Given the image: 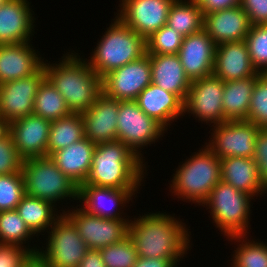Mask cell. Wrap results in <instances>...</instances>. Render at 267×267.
<instances>
[{"label": "cell", "instance_id": "obj_1", "mask_svg": "<svg viewBox=\"0 0 267 267\" xmlns=\"http://www.w3.org/2000/svg\"><path fill=\"white\" fill-rule=\"evenodd\" d=\"M138 215L131 216L128 231L138 257L172 259L179 266L194 246L184 219L163 210Z\"/></svg>", "mask_w": 267, "mask_h": 267}, {"label": "cell", "instance_id": "obj_2", "mask_svg": "<svg viewBox=\"0 0 267 267\" xmlns=\"http://www.w3.org/2000/svg\"><path fill=\"white\" fill-rule=\"evenodd\" d=\"M75 50L64 51L55 63L44 59L43 66L46 78L61 93L71 113H83L103 93L102 78L89 66L84 54Z\"/></svg>", "mask_w": 267, "mask_h": 267}, {"label": "cell", "instance_id": "obj_3", "mask_svg": "<svg viewBox=\"0 0 267 267\" xmlns=\"http://www.w3.org/2000/svg\"><path fill=\"white\" fill-rule=\"evenodd\" d=\"M149 166L121 141L98 143L93 153L90 173L83 184L141 189Z\"/></svg>", "mask_w": 267, "mask_h": 267}, {"label": "cell", "instance_id": "obj_4", "mask_svg": "<svg viewBox=\"0 0 267 267\" xmlns=\"http://www.w3.org/2000/svg\"><path fill=\"white\" fill-rule=\"evenodd\" d=\"M203 144L178 164L167 187L172 198L199 205L198 208L221 180V161L205 141Z\"/></svg>", "mask_w": 267, "mask_h": 267}, {"label": "cell", "instance_id": "obj_5", "mask_svg": "<svg viewBox=\"0 0 267 267\" xmlns=\"http://www.w3.org/2000/svg\"><path fill=\"white\" fill-rule=\"evenodd\" d=\"M109 24L104 29L103 36H99L96 47L88 54L91 55L86 58L89 66L101 78L146 54V40L141 35L125 25L116 15Z\"/></svg>", "mask_w": 267, "mask_h": 267}, {"label": "cell", "instance_id": "obj_6", "mask_svg": "<svg viewBox=\"0 0 267 267\" xmlns=\"http://www.w3.org/2000/svg\"><path fill=\"white\" fill-rule=\"evenodd\" d=\"M252 201H256L252 196L220 180L201 207L210 213L208 217L212 218V224L215 229L218 228L219 234L227 238L251 235Z\"/></svg>", "mask_w": 267, "mask_h": 267}, {"label": "cell", "instance_id": "obj_7", "mask_svg": "<svg viewBox=\"0 0 267 267\" xmlns=\"http://www.w3.org/2000/svg\"><path fill=\"white\" fill-rule=\"evenodd\" d=\"M21 171L26 195L51 202L59 209L62 208L63 213L66 211L63 208L65 201L66 205L72 201L78 204L79 187L60 171L50 156L23 160Z\"/></svg>", "mask_w": 267, "mask_h": 267}, {"label": "cell", "instance_id": "obj_8", "mask_svg": "<svg viewBox=\"0 0 267 267\" xmlns=\"http://www.w3.org/2000/svg\"><path fill=\"white\" fill-rule=\"evenodd\" d=\"M48 235V236H47ZM39 247L37 257L45 267H78L88 250L72 220L63 213ZM46 244V245H45Z\"/></svg>", "mask_w": 267, "mask_h": 267}, {"label": "cell", "instance_id": "obj_9", "mask_svg": "<svg viewBox=\"0 0 267 267\" xmlns=\"http://www.w3.org/2000/svg\"><path fill=\"white\" fill-rule=\"evenodd\" d=\"M168 131L155 119L149 117L135 101H120L117 118V140L128 146L147 165L146 150L163 140ZM156 142V143H155ZM143 150V151H142Z\"/></svg>", "mask_w": 267, "mask_h": 267}, {"label": "cell", "instance_id": "obj_10", "mask_svg": "<svg viewBox=\"0 0 267 267\" xmlns=\"http://www.w3.org/2000/svg\"><path fill=\"white\" fill-rule=\"evenodd\" d=\"M223 92L224 81L213 74L193 80L184 101L183 117L192 116L199 123L210 127L224 123Z\"/></svg>", "mask_w": 267, "mask_h": 267}, {"label": "cell", "instance_id": "obj_11", "mask_svg": "<svg viewBox=\"0 0 267 267\" xmlns=\"http://www.w3.org/2000/svg\"><path fill=\"white\" fill-rule=\"evenodd\" d=\"M259 127L249 121H226L214 125L206 145L219 158H252L255 153V140Z\"/></svg>", "mask_w": 267, "mask_h": 267}, {"label": "cell", "instance_id": "obj_12", "mask_svg": "<svg viewBox=\"0 0 267 267\" xmlns=\"http://www.w3.org/2000/svg\"><path fill=\"white\" fill-rule=\"evenodd\" d=\"M64 212L75 224L88 249L100 250L128 236L130 220L101 218L87 213L78 204ZM72 207V208H71Z\"/></svg>", "mask_w": 267, "mask_h": 267}, {"label": "cell", "instance_id": "obj_13", "mask_svg": "<svg viewBox=\"0 0 267 267\" xmlns=\"http://www.w3.org/2000/svg\"><path fill=\"white\" fill-rule=\"evenodd\" d=\"M141 189H118L81 184L78 190V205L87 213L108 219L131 220L127 206L141 194ZM125 210V212H124ZM127 215V216H126Z\"/></svg>", "mask_w": 267, "mask_h": 267}, {"label": "cell", "instance_id": "obj_14", "mask_svg": "<svg viewBox=\"0 0 267 267\" xmlns=\"http://www.w3.org/2000/svg\"><path fill=\"white\" fill-rule=\"evenodd\" d=\"M151 83V62L147 53L102 78L103 93L119 101H135Z\"/></svg>", "mask_w": 267, "mask_h": 267}, {"label": "cell", "instance_id": "obj_15", "mask_svg": "<svg viewBox=\"0 0 267 267\" xmlns=\"http://www.w3.org/2000/svg\"><path fill=\"white\" fill-rule=\"evenodd\" d=\"M116 15L145 40L167 24L174 0H119Z\"/></svg>", "mask_w": 267, "mask_h": 267}, {"label": "cell", "instance_id": "obj_16", "mask_svg": "<svg viewBox=\"0 0 267 267\" xmlns=\"http://www.w3.org/2000/svg\"><path fill=\"white\" fill-rule=\"evenodd\" d=\"M45 78L42 66L29 77L0 84V114L12 122L33 114L34 99Z\"/></svg>", "mask_w": 267, "mask_h": 267}, {"label": "cell", "instance_id": "obj_17", "mask_svg": "<svg viewBox=\"0 0 267 267\" xmlns=\"http://www.w3.org/2000/svg\"><path fill=\"white\" fill-rule=\"evenodd\" d=\"M30 0H7L0 6V45L33 40L35 12ZM34 15V16H33Z\"/></svg>", "mask_w": 267, "mask_h": 267}, {"label": "cell", "instance_id": "obj_18", "mask_svg": "<svg viewBox=\"0 0 267 267\" xmlns=\"http://www.w3.org/2000/svg\"><path fill=\"white\" fill-rule=\"evenodd\" d=\"M51 121L30 114L12 122V139L22 160L48 156Z\"/></svg>", "mask_w": 267, "mask_h": 267}, {"label": "cell", "instance_id": "obj_19", "mask_svg": "<svg viewBox=\"0 0 267 267\" xmlns=\"http://www.w3.org/2000/svg\"><path fill=\"white\" fill-rule=\"evenodd\" d=\"M32 43L0 45V84L29 77L43 66L45 57Z\"/></svg>", "mask_w": 267, "mask_h": 267}, {"label": "cell", "instance_id": "obj_20", "mask_svg": "<svg viewBox=\"0 0 267 267\" xmlns=\"http://www.w3.org/2000/svg\"><path fill=\"white\" fill-rule=\"evenodd\" d=\"M217 44L202 29L184 37L178 56L191 81L213 74Z\"/></svg>", "mask_w": 267, "mask_h": 267}, {"label": "cell", "instance_id": "obj_21", "mask_svg": "<svg viewBox=\"0 0 267 267\" xmlns=\"http://www.w3.org/2000/svg\"><path fill=\"white\" fill-rule=\"evenodd\" d=\"M119 104V100L102 93L87 111L81 113L85 137L95 144L116 141Z\"/></svg>", "mask_w": 267, "mask_h": 267}, {"label": "cell", "instance_id": "obj_22", "mask_svg": "<svg viewBox=\"0 0 267 267\" xmlns=\"http://www.w3.org/2000/svg\"><path fill=\"white\" fill-rule=\"evenodd\" d=\"M251 26L249 16L240 5L204 14L203 29L217 45L245 40Z\"/></svg>", "mask_w": 267, "mask_h": 267}, {"label": "cell", "instance_id": "obj_23", "mask_svg": "<svg viewBox=\"0 0 267 267\" xmlns=\"http://www.w3.org/2000/svg\"><path fill=\"white\" fill-rule=\"evenodd\" d=\"M259 74L252 65L245 40L217 45L213 75L226 82L257 77Z\"/></svg>", "mask_w": 267, "mask_h": 267}, {"label": "cell", "instance_id": "obj_24", "mask_svg": "<svg viewBox=\"0 0 267 267\" xmlns=\"http://www.w3.org/2000/svg\"><path fill=\"white\" fill-rule=\"evenodd\" d=\"M137 105L149 117L155 119L167 131L184 115V101L176 94L149 84L135 99Z\"/></svg>", "mask_w": 267, "mask_h": 267}, {"label": "cell", "instance_id": "obj_25", "mask_svg": "<svg viewBox=\"0 0 267 267\" xmlns=\"http://www.w3.org/2000/svg\"><path fill=\"white\" fill-rule=\"evenodd\" d=\"M95 147V143L84 137L70 146L53 152L50 158L60 171L79 187L88 178Z\"/></svg>", "mask_w": 267, "mask_h": 267}, {"label": "cell", "instance_id": "obj_26", "mask_svg": "<svg viewBox=\"0 0 267 267\" xmlns=\"http://www.w3.org/2000/svg\"><path fill=\"white\" fill-rule=\"evenodd\" d=\"M152 83L186 100L191 80L186 75L178 54L149 55Z\"/></svg>", "mask_w": 267, "mask_h": 267}, {"label": "cell", "instance_id": "obj_27", "mask_svg": "<svg viewBox=\"0 0 267 267\" xmlns=\"http://www.w3.org/2000/svg\"><path fill=\"white\" fill-rule=\"evenodd\" d=\"M221 161V180L255 199L267 196L259 179L258 165L252 158L226 157ZM262 195V196H260Z\"/></svg>", "mask_w": 267, "mask_h": 267}, {"label": "cell", "instance_id": "obj_28", "mask_svg": "<svg viewBox=\"0 0 267 267\" xmlns=\"http://www.w3.org/2000/svg\"><path fill=\"white\" fill-rule=\"evenodd\" d=\"M30 231L36 236L46 235L48 230L63 214L53 203L33 196L24 195L16 208ZM44 233V234H43Z\"/></svg>", "mask_w": 267, "mask_h": 267}, {"label": "cell", "instance_id": "obj_29", "mask_svg": "<svg viewBox=\"0 0 267 267\" xmlns=\"http://www.w3.org/2000/svg\"><path fill=\"white\" fill-rule=\"evenodd\" d=\"M256 77L224 82L222 109L226 121H246Z\"/></svg>", "mask_w": 267, "mask_h": 267}, {"label": "cell", "instance_id": "obj_30", "mask_svg": "<svg viewBox=\"0 0 267 267\" xmlns=\"http://www.w3.org/2000/svg\"><path fill=\"white\" fill-rule=\"evenodd\" d=\"M251 235H235L227 240L235 249L230 256L231 267H267V242L255 239ZM250 237V238H249ZM253 237V238H252ZM258 240V241H257ZM237 247V248H236Z\"/></svg>", "mask_w": 267, "mask_h": 267}, {"label": "cell", "instance_id": "obj_31", "mask_svg": "<svg viewBox=\"0 0 267 267\" xmlns=\"http://www.w3.org/2000/svg\"><path fill=\"white\" fill-rule=\"evenodd\" d=\"M204 14L194 0H174L167 18L169 27L186 37L203 29Z\"/></svg>", "mask_w": 267, "mask_h": 267}, {"label": "cell", "instance_id": "obj_32", "mask_svg": "<svg viewBox=\"0 0 267 267\" xmlns=\"http://www.w3.org/2000/svg\"><path fill=\"white\" fill-rule=\"evenodd\" d=\"M84 137V120L81 113H71L66 117L51 121L47 144L48 156Z\"/></svg>", "mask_w": 267, "mask_h": 267}, {"label": "cell", "instance_id": "obj_33", "mask_svg": "<svg viewBox=\"0 0 267 267\" xmlns=\"http://www.w3.org/2000/svg\"><path fill=\"white\" fill-rule=\"evenodd\" d=\"M35 237L16 209L0 211V244L19 245L37 256L40 243L31 244Z\"/></svg>", "mask_w": 267, "mask_h": 267}, {"label": "cell", "instance_id": "obj_34", "mask_svg": "<svg viewBox=\"0 0 267 267\" xmlns=\"http://www.w3.org/2000/svg\"><path fill=\"white\" fill-rule=\"evenodd\" d=\"M33 114L49 121L58 120L71 114L63 96L47 78L38 87Z\"/></svg>", "mask_w": 267, "mask_h": 267}, {"label": "cell", "instance_id": "obj_35", "mask_svg": "<svg viewBox=\"0 0 267 267\" xmlns=\"http://www.w3.org/2000/svg\"><path fill=\"white\" fill-rule=\"evenodd\" d=\"M99 251L105 267H133L138 258L136 247L129 235Z\"/></svg>", "mask_w": 267, "mask_h": 267}, {"label": "cell", "instance_id": "obj_36", "mask_svg": "<svg viewBox=\"0 0 267 267\" xmlns=\"http://www.w3.org/2000/svg\"><path fill=\"white\" fill-rule=\"evenodd\" d=\"M245 42L253 67L267 74V24L252 25Z\"/></svg>", "mask_w": 267, "mask_h": 267}, {"label": "cell", "instance_id": "obj_37", "mask_svg": "<svg viewBox=\"0 0 267 267\" xmlns=\"http://www.w3.org/2000/svg\"><path fill=\"white\" fill-rule=\"evenodd\" d=\"M184 37L175 29L164 25L146 39V53L149 55L178 54Z\"/></svg>", "mask_w": 267, "mask_h": 267}, {"label": "cell", "instance_id": "obj_38", "mask_svg": "<svg viewBox=\"0 0 267 267\" xmlns=\"http://www.w3.org/2000/svg\"><path fill=\"white\" fill-rule=\"evenodd\" d=\"M25 195V181L22 171L0 175V211L14 210Z\"/></svg>", "mask_w": 267, "mask_h": 267}, {"label": "cell", "instance_id": "obj_39", "mask_svg": "<svg viewBox=\"0 0 267 267\" xmlns=\"http://www.w3.org/2000/svg\"><path fill=\"white\" fill-rule=\"evenodd\" d=\"M246 121L253 122L259 128H267V74L256 77Z\"/></svg>", "mask_w": 267, "mask_h": 267}, {"label": "cell", "instance_id": "obj_40", "mask_svg": "<svg viewBox=\"0 0 267 267\" xmlns=\"http://www.w3.org/2000/svg\"><path fill=\"white\" fill-rule=\"evenodd\" d=\"M23 160L17 153L12 138L0 140V175L19 173Z\"/></svg>", "mask_w": 267, "mask_h": 267}, {"label": "cell", "instance_id": "obj_41", "mask_svg": "<svg viewBox=\"0 0 267 267\" xmlns=\"http://www.w3.org/2000/svg\"><path fill=\"white\" fill-rule=\"evenodd\" d=\"M34 256L25 247L0 244V267H24Z\"/></svg>", "mask_w": 267, "mask_h": 267}, {"label": "cell", "instance_id": "obj_42", "mask_svg": "<svg viewBox=\"0 0 267 267\" xmlns=\"http://www.w3.org/2000/svg\"><path fill=\"white\" fill-rule=\"evenodd\" d=\"M253 159L258 165L261 185L267 191V128L258 131Z\"/></svg>", "mask_w": 267, "mask_h": 267}, {"label": "cell", "instance_id": "obj_43", "mask_svg": "<svg viewBox=\"0 0 267 267\" xmlns=\"http://www.w3.org/2000/svg\"><path fill=\"white\" fill-rule=\"evenodd\" d=\"M240 6L249 16L251 25L267 24V0H240Z\"/></svg>", "mask_w": 267, "mask_h": 267}, {"label": "cell", "instance_id": "obj_44", "mask_svg": "<svg viewBox=\"0 0 267 267\" xmlns=\"http://www.w3.org/2000/svg\"><path fill=\"white\" fill-rule=\"evenodd\" d=\"M201 7L203 14L217 10L234 8L240 5V0H194Z\"/></svg>", "mask_w": 267, "mask_h": 267}, {"label": "cell", "instance_id": "obj_45", "mask_svg": "<svg viewBox=\"0 0 267 267\" xmlns=\"http://www.w3.org/2000/svg\"><path fill=\"white\" fill-rule=\"evenodd\" d=\"M133 267H178L172 259L138 257Z\"/></svg>", "mask_w": 267, "mask_h": 267}, {"label": "cell", "instance_id": "obj_46", "mask_svg": "<svg viewBox=\"0 0 267 267\" xmlns=\"http://www.w3.org/2000/svg\"><path fill=\"white\" fill-rule=\"evenodd\" d=\"M78 267H105L100 251L88 249Z\"/></svg>", "mask_w": 267, "mask_h": 267}, {"label": "cell", "instance_id": "obj_47", "mask_svg": "<svg viewBox=\"0 0 267 267\" xmlns=\"http://www.w3.org/2000/svg\"><path fill=\"white\" fill-rule=\"evenodd\" d=\"M12 121L7 120L0 114V140L12 138Z\"/></svg>", "mask_w": 267, "mask_h": 267}, {"label": "cell", "instance_id": "obj_48", "mask_svg": "<svg viewBox=\"0 0 267 267\" xmlns=\"http://www.w3.org/2000/svg\"><path fill=\"white\" fill-rule=\"evenodd\" d=\"M24 267H45V266L44 263L37 256H34Z\"/></svg>", "mask_w": 267, "mask_h": 267}, {"label": "cell", "instance_id": "obj_49", "mask_svg": "<svg viewBox=\"0 0 267 267\" xmlns=\"http://www.w3.org/2000/svg\"><path fill=\"white\" fill-rule=\"evenodd\" d=\"M7 0H0V6H2Z\"/></svg>", "mask_w": 267, "mask_h": 267}]
</instances>
